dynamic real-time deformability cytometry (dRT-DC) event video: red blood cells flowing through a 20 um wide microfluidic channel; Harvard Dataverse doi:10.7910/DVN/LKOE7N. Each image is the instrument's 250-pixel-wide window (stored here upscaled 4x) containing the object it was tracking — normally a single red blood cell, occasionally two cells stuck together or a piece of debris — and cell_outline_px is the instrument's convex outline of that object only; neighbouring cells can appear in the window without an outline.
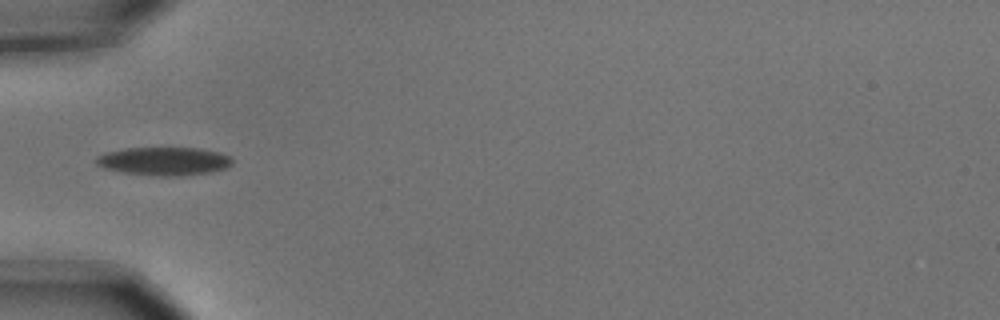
{"species": "common noctule bat (a hibernating species)", "species_latin": "Nyctalus noctula", "temperature_condition": "cold", "stored_images_in_passage": 1, "camera_frame_rate_fps": 3000, "um_per_image_px": 0.085, "animal": {"sex": "male", "body_mass_g": 15.6}, "frame": {"image": 1, "passage_image": 1, "time_ms": 0.0, "image_size_px": [1000, 320], "cell_outline_px": [[232, 164], [228, 168], [212, 172], [184, 176], [152, 176], [124, 172], [104, 168], [96, 164], [96, 156], [108, 152], [124, 148], [196, 148], [216, 152], [232, 156]], "centroid_in_image_um": [13.97, 13.71], "position_along_channel_um": 71.0, "area_um2": 22.54}}